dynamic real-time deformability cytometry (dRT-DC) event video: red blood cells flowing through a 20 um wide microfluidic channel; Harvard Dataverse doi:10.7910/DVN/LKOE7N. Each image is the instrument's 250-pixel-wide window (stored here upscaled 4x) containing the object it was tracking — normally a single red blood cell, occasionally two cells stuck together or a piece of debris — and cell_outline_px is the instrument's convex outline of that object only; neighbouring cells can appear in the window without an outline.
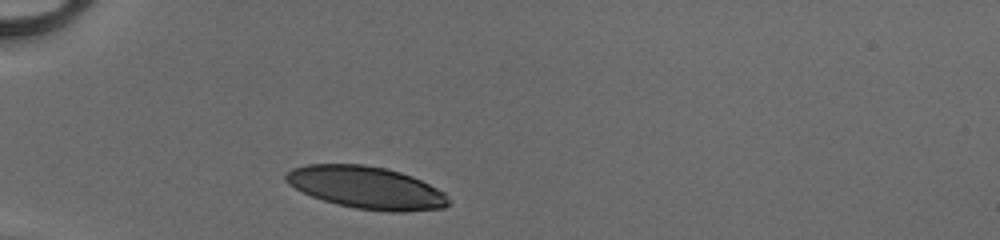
{"species": "human", "species_latin": "Homo sapiens", "temperature_condition": "cold", "stored_images_in_passage": 29, "camera_frame_rate_fps": 3000, "um_per_image_px": 0.085, "donor": {"sex": "male"}, "frame": {"image": 1, "passage_image": 1, "time_ms": 0.0, "image_size_px": [1000, 240], "cell_outline_px": [[452, 204], [444, 208], [404, 212], [388, 212], [356, 208], [336, 204], [312, 196], [288, 184], [284, 180], [284, 176], [292, 168], [308, 164], [364, 164], [384, 168], [400, 172], [412, 176], [444, 192]], "centroid_in_image_um": [31.15, 15.95], "position_along_channel_um": 53.8, "area_um2": 40.11}}
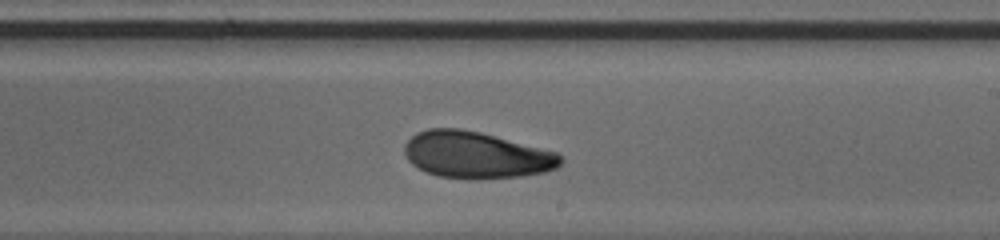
{"frame": {"image": 2, "passage_image": 17, "time_ms": 5.333, "image_size_px": [1000, 240], "cell_outline_px": [[564, 160], [556, 168], [544, 172], [520, 176], [436, 176], [412, 164], [408, 160], [404, 152], [404, 144], [416, 132], [428, 128], [460, 128], [480, 132], [556, 152]], "centroid_in_image_um": [40.44, 13.12], "position_along_channel_um": 248.6, "area_um2": 41.27}}
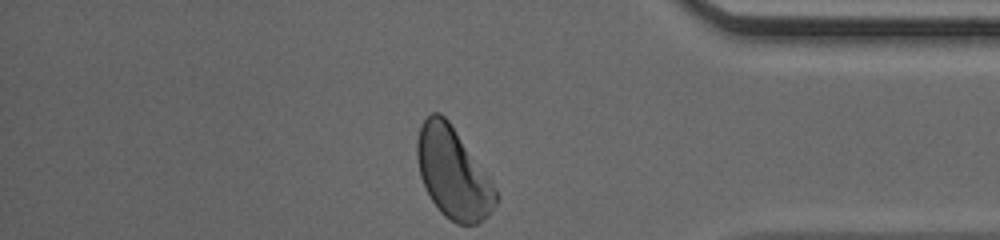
{"frame": {"image": 3, "passage_image": 29, "time_ms": 9.333, "image_size_px": [1000, 240], "cell_outline_px": [[500, 196], [496, 204], [488, 216], [476, 224], [456, 224], [444, 216], [440, 212], [432, 200], [420, 176], [416, 156], [416, 140], [420, 128], [424, 120], [432, 112], [440, 112], [448, 120], [492, 180]], "centroid_in_image_um": [38.53, 14.72], "position_along_channel_um": 396.7, "area_um2": 41.73}, "authors_computed_cell_mechanics": {"area_um2": 42.194, "velocity_mm_per_s": 4.1013, "shape_relaxation_time_tau1_ms": 3.7192, "shape_relaxation_time_tau2_ms": 2.1366, "deformation_change_tau1": 0.1281, "deformation_change_tau2": 0.0804}}